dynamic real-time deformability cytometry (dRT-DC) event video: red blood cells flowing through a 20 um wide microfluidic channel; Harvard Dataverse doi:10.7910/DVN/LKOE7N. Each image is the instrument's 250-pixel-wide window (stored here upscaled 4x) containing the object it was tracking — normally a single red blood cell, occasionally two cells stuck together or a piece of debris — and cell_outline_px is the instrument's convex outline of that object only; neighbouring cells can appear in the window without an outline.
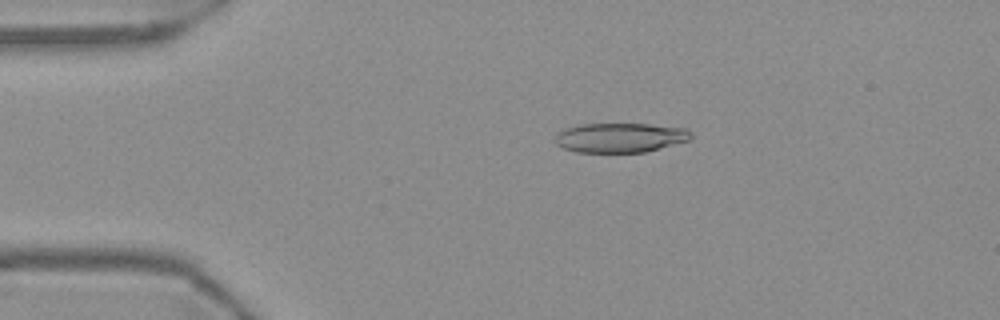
{"species": "Egyptian fruit bat (a non-hibernating species)", "species_latin": "Rousettus aegyptiacus", "temperature_condition": "warm", "stored_images_in_passage": 55, "camera_frame_rate_fps": 3000, "um_per_image_px": 0.085, "frame": {"image": 1, "passage_image": 11, "time_ms": 3.333, "image_size_px": [1000, 320], "cell_outline_px": [[692, 136], [688, 140], [644, 152], [576, 152], [564, 148], [556, 144], [552, 140], [556, 132], [564, 128], [580, 124], [648, 124], [684, 128], [692, 132]], "centroid_in_image_um": [52.63, 11.69], "position_along_channel_um": 32.4, "area_um2": 23.41}}
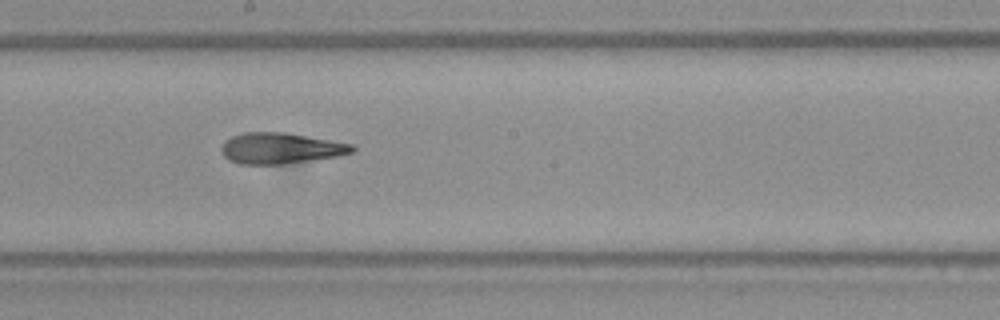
{"frame": {"image": 2, "passage_image": 30, "time_ms": 9.667, "image_size_px": [1000, 320], "cell_outline_px": [[356, 148], [352, 152], [336, 156], [284, 164], [240, 164], [228, 160], [224, 156], [220, 148], [224, 140], [232, 136], [244, 132], [284, 132], [352, 144]], "centroid_in_image_um": [23.79, 12.6], "position_along_channel_um": 224.4, "area_um2": 23.47}}
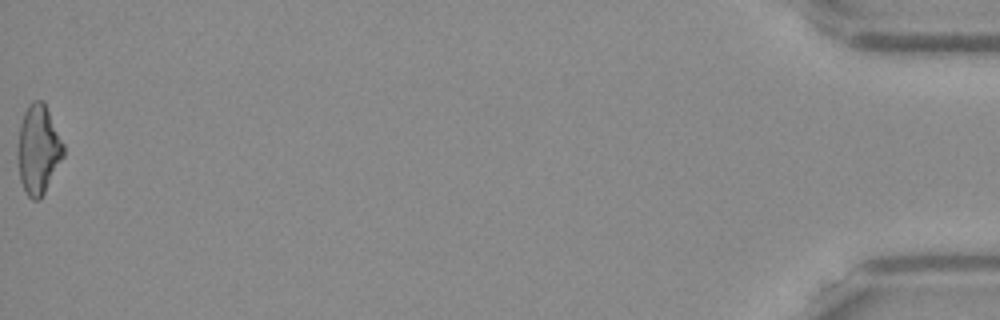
{"frame": {"image": 3, "passage_image": 55, "time_ms": 18.0, "image_size_px": [1000, 320], "cell_outline_px": [[64, 156], [40, 200], [32, 200], [28, 196], [20, 180], [16, 156], [16, 144], [20, 124], [24, 112], [28, 104], [32, 100], [44, 100], [64, 144]], "centroid_in_image_um": [3.23, 12.68], "position_along_channel_um": 432.0, "area_um2": 24.22}, "authors_computed_cell_mechanics": {"area_um2": 23.8714, "velocity_mm_per_s": 3.7243, "shape_relaxation_time_tau1_ms": null, "shape_relaxation_time_tau2_ms": 3.1453, "deformation_change_tau1": null, "deformation_change_tau2": 0.1447}}